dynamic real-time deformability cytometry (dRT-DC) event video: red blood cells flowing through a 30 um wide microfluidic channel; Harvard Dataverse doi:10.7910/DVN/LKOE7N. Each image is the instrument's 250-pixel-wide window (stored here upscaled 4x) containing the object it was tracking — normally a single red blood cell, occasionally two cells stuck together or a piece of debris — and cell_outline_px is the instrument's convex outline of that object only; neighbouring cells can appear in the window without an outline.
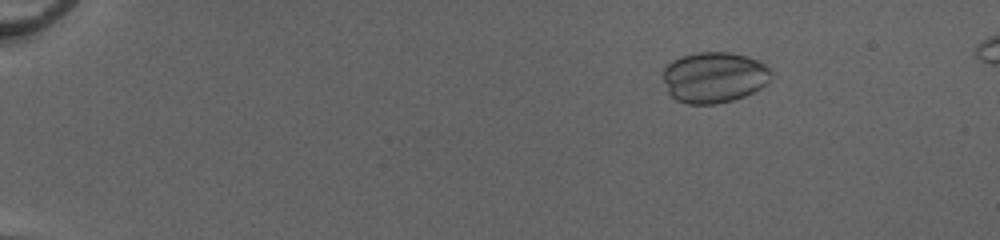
{"species": "common noctule bat (a hibernating species)", "species_latin": "Nyctalus noctula", "temperature_condition": "cold", "stored_images_in_passage": 53, "camera_frame_rate_fps": 3000, "um_per_image_px": 0.085, "animal": {"sex": "female", "body_mass_g": 20.0, "forearm_length_mm": 54.0}, "frame": {"image": 1, "passage_image": 9, "time_ms": 2.667, "image_size_px": [1000, 240], "cell_outline_px": [[768, 80], [760, 88], [744, 96], [732, 100], [716, 104], [688, 104], [676, 100], [668, 92], [664, 80], [664, 68], [672, 60], [680, 56], [696, 52], [728, 52], [748, 56], [764, 64], [768, 68]], "centroid_in_image_um": [60.65, 6.57], "position_along_channel_um": 24.4, "area_um2": 31.73}}
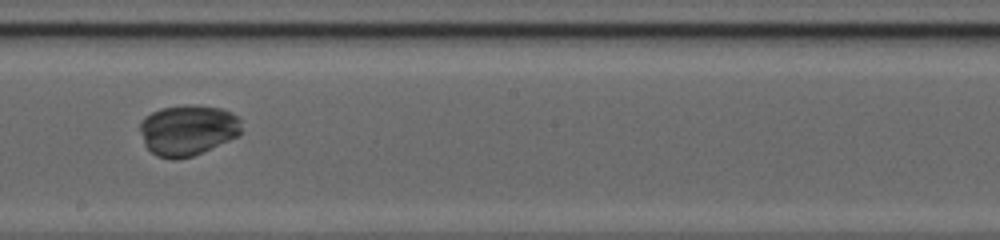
{"frame": {"image": 2, "passage_image": 33, "time_ms": 10.667, "image_size_px": [1000, 240], "cell_outline_px": [[240, 132], [236, 136], [228, 140], [192, 156], [176, 160], [172, 160], [156, 156], [144, 144], [140, 132], [140, 124], [144, 116], [160, 108], [184, 104], [196, 104], [220, 108], [232, 112], [240, 120]], "centroid_in_image_um": [15.91, 11.04], "position_along_channel_um": 232.3, "area_um2": 30.06}}
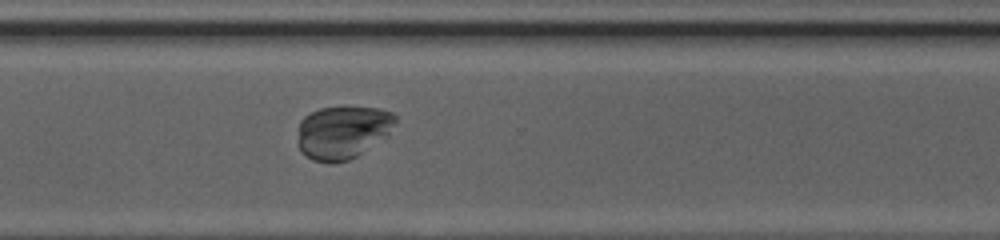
{"frame": {"image": 3, "passage_image": 41, "time_ms": 13.333, "image_size_px": [1000, 240], "cell_outline_px": [[396, 120], [388, 136], [356, 156], [348, 160], [332, 164], [328, 164], [312, 160], [300, 148], [300, 120], [304, 116], [320, 108], [380, 108], [392, 112], [396, 116]], "centroid_in_image_um": [29.17, 11.25], "position_along_channel_um": 341.4, "area_um2": 29.82}}